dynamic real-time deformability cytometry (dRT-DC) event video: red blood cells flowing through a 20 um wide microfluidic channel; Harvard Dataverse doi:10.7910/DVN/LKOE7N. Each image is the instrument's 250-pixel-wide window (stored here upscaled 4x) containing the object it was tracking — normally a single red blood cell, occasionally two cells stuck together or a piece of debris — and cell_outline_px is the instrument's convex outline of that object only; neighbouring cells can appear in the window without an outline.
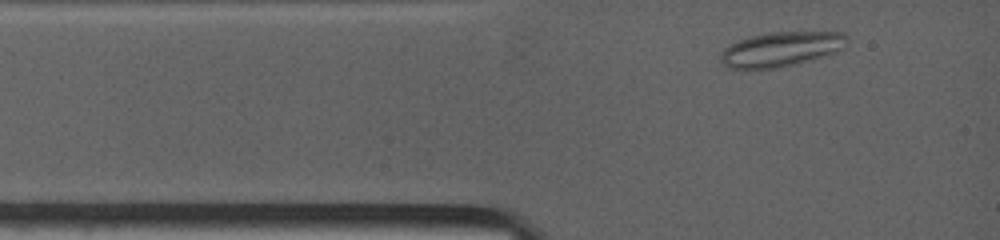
{"species": "common noctule bat (a hibernating species)", "species_latin": "Nyctalus noctula", "temperature_condition": "warm", "stored_images_in_passage": 29, "camera_frame_rate_fps": 4500, "um_per_image_px": 0.085, "animal": {"sex": "female", "body_mass_g": 19.0, "forearm_length_mm": 53.3}, "frame": {"image": 1, "passage_image": 6, "time_ms": 0.889, "image_size_px": [1000, 240], "cell_outline_px": [[848, 36], [840, 52], [832, 56], [780, 68], [728, 68], [720, 60], [720, 56], [724, 48], [740, 40], [752, 36], [772, 32], [844, 32]], "centroid_in_image_um": [66.48, 4.19], "position_along_channel_um": 18.5, "area_um2": 25.78}}
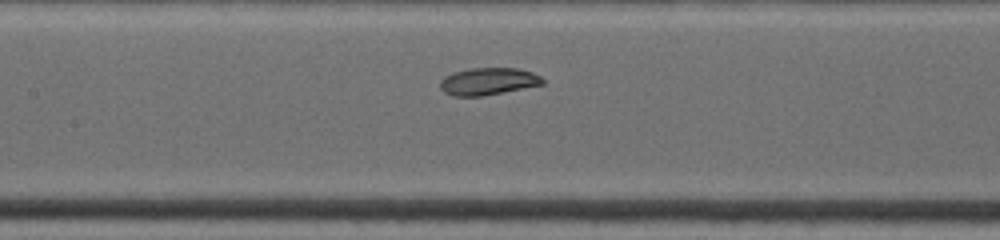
{"frame": {"image": 2, "passage_image": 22, "time_ms": 5.111, "image_size_px": [1000, 240], "cell_outline_px": [[544, 84], [484, 96], [452, 96], [444, 92], [440, 88], [440, 80], [444, 76], [452, 72], [468, 68], [520, 68], [532, 72], [540, 76], [544, 80]], "centroid_in_image_um": [41.47, 6.91], "position_along_channel_um": 165.9, "area_um2": 16.47}}
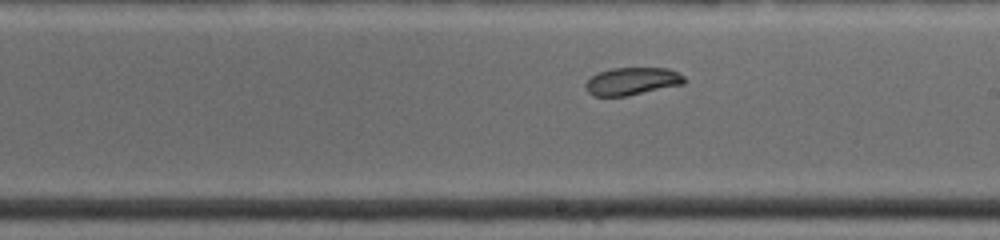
{"frame": {"image": 3, "passage_image": 27, "time_ms": 6.889, "image_size_px": [1000, 240], "cell_outline_px": [[688, 80], [684, 84], [628, 96], [592, 96], [584, 88], [584, 84], [596, 72], [612, 68], [668, 68], [684, 76]], "centroid_in_image_um": [53.72, 6.91], "position_along_channel_um": 235.3, "area_um2": 16.13}}